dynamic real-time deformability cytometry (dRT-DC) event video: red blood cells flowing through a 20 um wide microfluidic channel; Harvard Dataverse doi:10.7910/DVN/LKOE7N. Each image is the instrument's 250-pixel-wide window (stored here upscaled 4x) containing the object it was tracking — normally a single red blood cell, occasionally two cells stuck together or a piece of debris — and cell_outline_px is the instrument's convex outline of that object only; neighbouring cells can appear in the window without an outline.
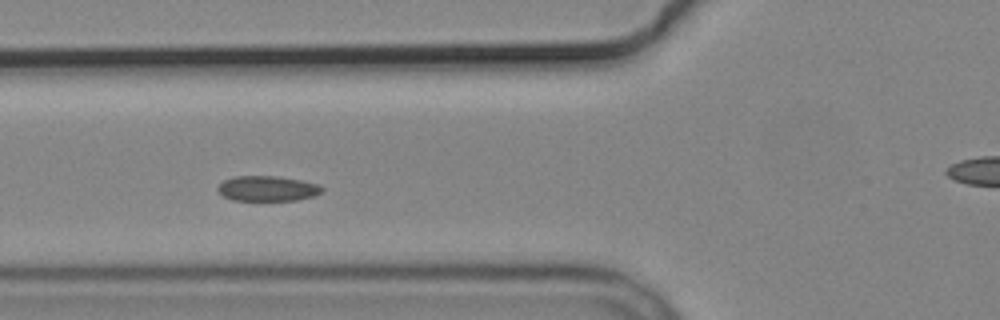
{"species": "common noctule bat (a hibernating species)", "species_latin": "Nyctalus noctula", "temperature_condition": "cold", "stored_images_in_passage": 4, "camera_frame_rate_fps": 3000, "um_per_image_px": 0.085, "animal": {"sex": "male", "body_mass_g": 19.2, "forearm_length_mm": 51.8}, "frame": {"image": 1, "passage_image": 4, "time_ms": 3.333, "image_size_px": [1000, 320], "cell_outline_px": [[324, 188], [320, 192], [312, 196], [296, 200], [232, 200], [224, 196], [216, 188], [224, 180], [236, 176], [276, 176], [300, 180], [320, 184]], "centroid_in_image_um": [22.73, 16.02], "position_along_channel_um": 103.1, "area_um2": 15.14}}